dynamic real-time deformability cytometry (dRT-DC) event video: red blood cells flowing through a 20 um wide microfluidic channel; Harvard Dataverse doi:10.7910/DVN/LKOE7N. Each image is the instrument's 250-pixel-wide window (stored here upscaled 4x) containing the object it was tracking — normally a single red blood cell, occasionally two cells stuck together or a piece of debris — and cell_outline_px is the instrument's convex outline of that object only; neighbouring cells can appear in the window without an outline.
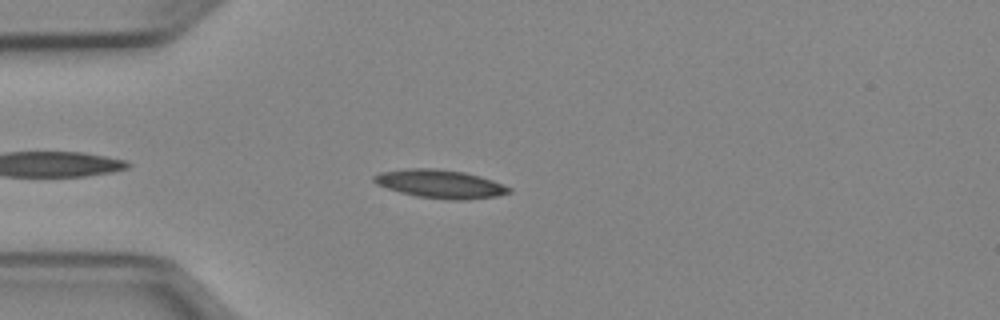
{"species": "Egyptian fruit bat (a non-hibernating species)", "species_latin": "Rousettus aegyptiacus", "temperature_condition": "cold", "stored_images_in_passage": 38, "camera_frame_rate_fps": 3000, "um_per_image_px": 0.085, "animal": {"sex": "female"}, "frame": {"image": 1, "passage_image": 1, "time_ms": 0.0, "image_size_px": [1000, 320], "cell_outline_px": [[512, 192], [496, 196], [464, 200], [448, 200], [416, 196], [400, 192], [376, 184], [372, 180], [372, 176], [380, 172], [408, 168], [436, 168], [464, 172], [480, 176], [492, 180], [512, 188]], "centroid_in_image_um": [37.41, 15.63], "position_along_channel_um": 47.6, "area_um2": 22.43}}
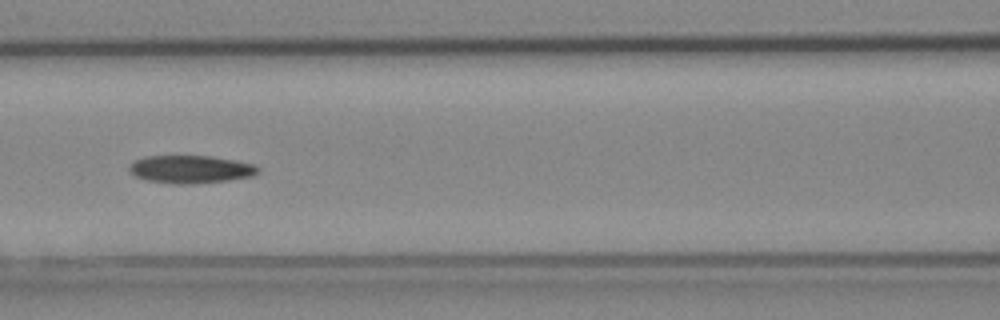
{"frame": {"image": 2, "passage_image": 10, "time_ms": 3.0, "image_size_px": [1000, 320], "cell_outline_px": [[260, 172], [252, 176], [228, 180], [192, 184], [172, 184], [148, 180], [136, 176], [128, 168], [136, 160], [144, 156], [212, 156], [256, 164], [260, 168]], "centroid_in_image_um": [16.26, 14.39], "position_along_channel_um": 150.3, "area_um2": 20.87}}
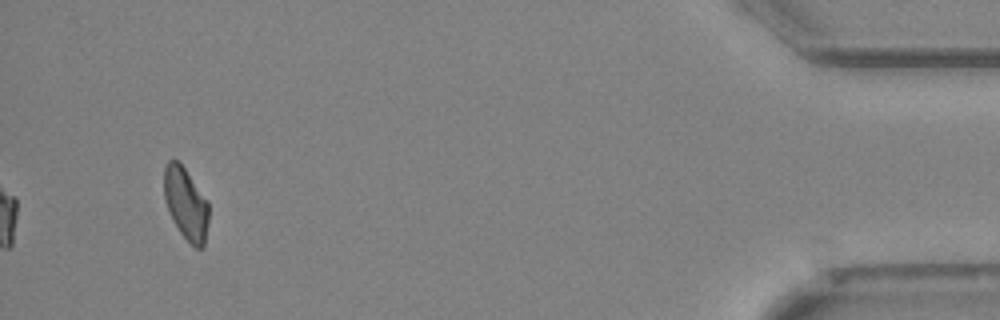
{"frame": {"image": 3, "passage_image": 36, "time_ms": 11.667, "image_size_px": [1000, 320], "cell_outline_px": [[208, 224], [204, 244], [200, 248], [196, 248], [180, 232], [172, 220], [168, 212], [164, 200], [164, 168], [168, 160], [180, 160], [208, 204]], "centroid_in_image_um": [15.76, 17.28], "position_along_channel_um": 419.4, "area_um2": 18.61}}